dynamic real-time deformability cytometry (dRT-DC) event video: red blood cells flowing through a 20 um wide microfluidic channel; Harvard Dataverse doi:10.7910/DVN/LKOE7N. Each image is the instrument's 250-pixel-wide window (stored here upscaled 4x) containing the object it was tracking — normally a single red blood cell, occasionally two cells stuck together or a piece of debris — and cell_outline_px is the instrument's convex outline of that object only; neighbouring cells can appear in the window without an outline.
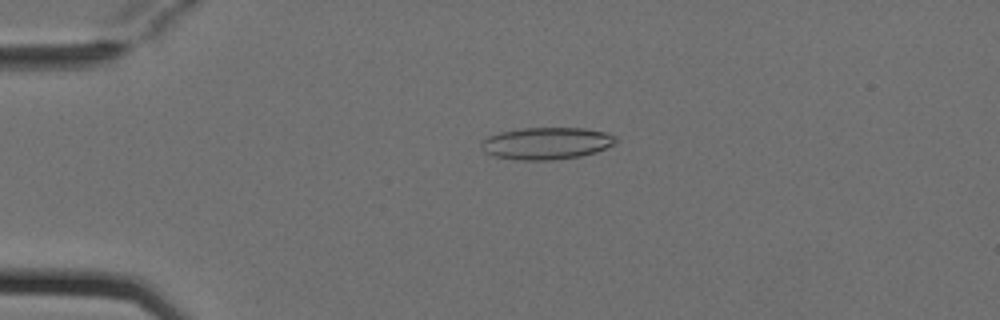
{"species": "Egyptian fruit bat (a non-hibernating species)", "species_latin": "Rousettus aegyptiacus", "temperature_condition": "cold", "stored_images_in_passage": 5, "camera_frame_rate_fps": 3000, "um_per_image_px": 0.085, "animal": {"sex": "female"}, "frame": {"image": 1, "passage_image": 4, "time_ms": 1.0, "image_size_px": [1000, 320], "cell_outline_px": [[616, 144], [596, 152], [580, 156], [552, 160], [516, 160], [496, 156], [484, 152], [480, 144], [488, 136], [500, 132], [524, 128], [584, 128], [604, 132], [616, 136]], "centroid_in_image_um": [46.47, 12.18], "position_along_channel_um": 38.5, "area_um2": 25.09}}